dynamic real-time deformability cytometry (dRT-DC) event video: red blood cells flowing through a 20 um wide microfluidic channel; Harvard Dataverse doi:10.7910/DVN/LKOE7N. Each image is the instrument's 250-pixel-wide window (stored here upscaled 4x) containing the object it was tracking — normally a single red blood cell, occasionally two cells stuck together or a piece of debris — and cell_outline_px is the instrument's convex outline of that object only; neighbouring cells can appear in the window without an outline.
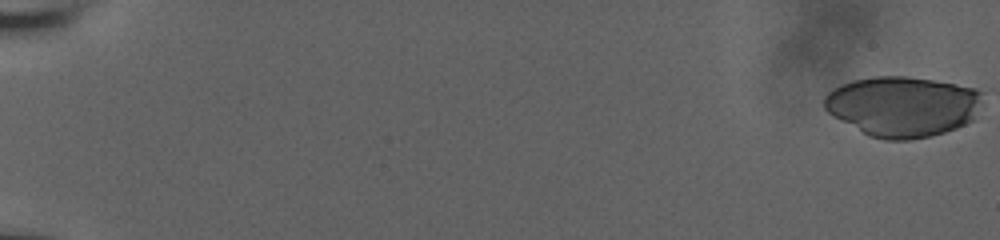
{"species": "human", "species_latin": "Homo sapiens", "temperature_condition": "room temperature", "stored_images_in_passage": 56, "camera_frame_rate_fps": 3000, "um_per_image_px": 0.085, "donor": {"sex": "male"}, "frame": {"image": 1, "passage_image": 1, "time_ms": 0.0, "image_size_px": [1000, 240], "cell_outline_px": [[980, 92], [972, 120], [956, 128], [944, 132], [928, 136], [908, 140], [884, 140], [868, 136], [828, 112], [824, 108], [824, 96], [832, 88], [840, 84], [852, 80], [876, 76], [904, 76], [932, 80], [956, 84], [976, 88]], "centroid_in_image_um": [76.65, 9.03], "position_along_channel_um": 8.4, "area_um2": 55.08}}